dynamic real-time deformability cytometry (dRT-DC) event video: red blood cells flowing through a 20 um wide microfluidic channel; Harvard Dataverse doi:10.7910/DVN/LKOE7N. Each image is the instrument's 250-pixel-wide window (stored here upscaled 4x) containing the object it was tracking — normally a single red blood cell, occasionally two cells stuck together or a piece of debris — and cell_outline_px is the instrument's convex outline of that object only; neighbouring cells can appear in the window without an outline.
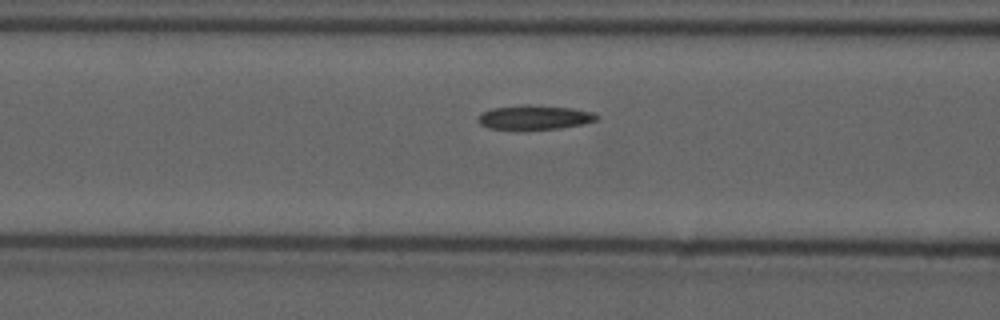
{"species": "common noctule bat (a hibernating species)", "species_latin": "Nyctalus noctula", "temperature_condition": "cold", "stored_images_in_passage": 17, "camera_frame_rate_fps": 3000, "um_per_image_px": 0.085, "animal": {"sex": "male", "forearm_length_mm": 52.5}, "frame": {"image": 1, "passage_image": 15, "time_ms": 4.667, "image_size_px": [1000, 320], "cell_outline_px": [[600, 116], [596, 120], [584, 124], [560, 128], [516, 132], [512, 132], [488, 128], [480, 124], [476, 120], [480, 112], [492, 108], [524, 104], [528, 104], [572, 108], [592, 112]], "centroid_in_image_um": [45.34, 10.01], "position_along_channel_um": 121.3, "area_um2": 17.74}}